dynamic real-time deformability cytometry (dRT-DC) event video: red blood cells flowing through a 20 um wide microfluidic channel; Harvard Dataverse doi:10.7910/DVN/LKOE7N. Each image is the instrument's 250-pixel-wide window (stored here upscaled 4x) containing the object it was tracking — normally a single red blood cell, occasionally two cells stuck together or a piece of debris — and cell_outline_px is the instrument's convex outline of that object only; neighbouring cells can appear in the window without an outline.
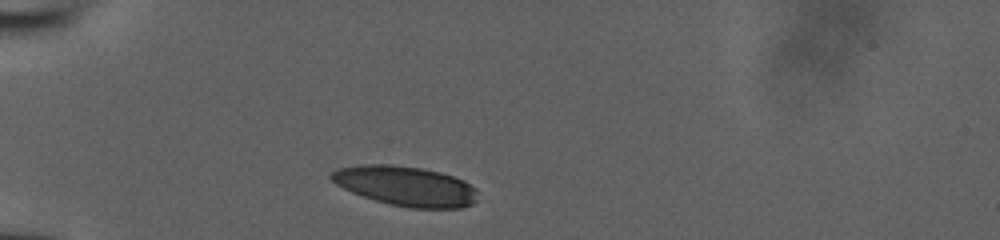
{"species": "human", "species_latin": "Homo sapiens", "temperature_condition": "room temperature", "stored_images_in_passage": 26, "camera_frame_rate_fps": 3000, "um_per_image_px": 0.085, "donor": {"sex": "male"}, "frame": {"image": 1, "passage_image": 1, "time_ms": 0.0, "image_size_px": [1000, 240], "cell_outline_px": [[468, 188], [464, 204], [400, 204], [384, 200], [360, 192], [352, 188], [352, 172], [356, 168], [408, 168], [432, 172], [448, 176], [460, 180]], "centroid_in_image_um": [34.78, 15.82], "position_along_channel_um": 50.2, "area_um2": 24.62}}
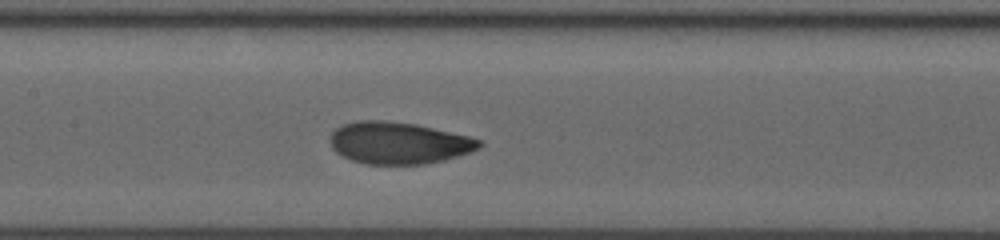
{"frame": {"image": 2, "passage_image": 12, "time_ms": 3.667, "image_size_px": [1000, 240], "cell_outline_px": [[476, 144], [472, 148], [460, 152], [444, 156], [420, 160], [368, 160], [356, 156], [348, 152], [336, 136], [344, 128], [356, 124], [388, 124], [420, 128], [476, 140]], "centroid_in_image_um": [34.01, 12.12], "position_along_channel_um": 173.4, "area_um2": 27.05}}
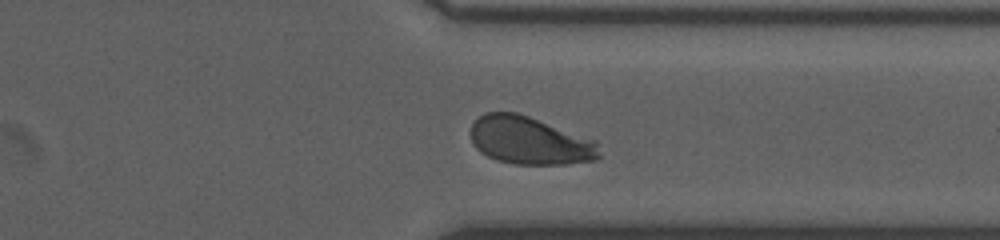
{"frame": {"image": 3, "passage_image": 26, "time_ms": 8.333, "image_size_px": [1000, 240], "cell_outline_px": [[592, 156], [568, 160], [512, 160], [484, 116], [496, 112], [504, 112], [520, 116], [532, 120], [548, 128], [576, 144]], "centroid_in_image_um": [45.21, 11.85], "position_along_channel_um": 366.2, "area_um2": 21.1}}